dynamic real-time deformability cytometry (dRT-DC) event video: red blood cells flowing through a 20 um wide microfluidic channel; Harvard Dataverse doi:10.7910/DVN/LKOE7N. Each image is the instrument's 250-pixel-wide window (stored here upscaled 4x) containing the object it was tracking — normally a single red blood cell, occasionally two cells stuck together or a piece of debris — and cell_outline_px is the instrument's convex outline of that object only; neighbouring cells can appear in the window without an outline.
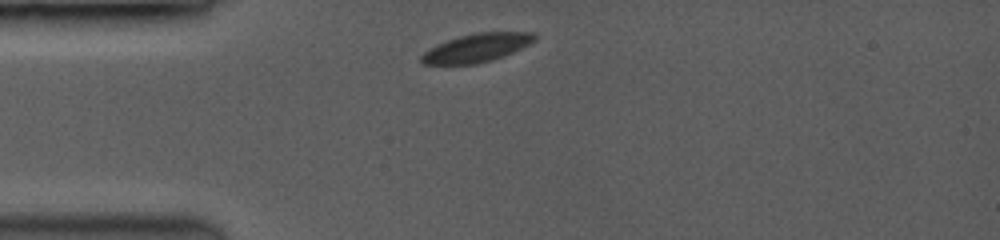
{"species": "common noctule bat (a hibernating species)", "species_latin": "Nyctalus noctula", "temperature_condition": "room temperature", "stored_images_in_passage": 2, "camera_frame_rate_fps": 3500, "um_per_image_px": 0.085, "animal": {"sex": "female", "body_mass_g": 19.0, "forearm_length_mm": 53.3}, "frame": {"image": 1, "passage_image": 1, "time_ms": 0.0, "image_size_px": [1000, 240], "cell_outline_px": [[536, 40], [512, 52], [488, 60], [472, 64], [424, 64], [420, 60], [420, 56], [424, 52], [436, 44], [460, 36], [476, 32], [532, 32], [536, 36]], "centroid_in_image_um": [40.48, 4.05], "position_along_channel_um": 44.5, "area_um2": 18.32}}